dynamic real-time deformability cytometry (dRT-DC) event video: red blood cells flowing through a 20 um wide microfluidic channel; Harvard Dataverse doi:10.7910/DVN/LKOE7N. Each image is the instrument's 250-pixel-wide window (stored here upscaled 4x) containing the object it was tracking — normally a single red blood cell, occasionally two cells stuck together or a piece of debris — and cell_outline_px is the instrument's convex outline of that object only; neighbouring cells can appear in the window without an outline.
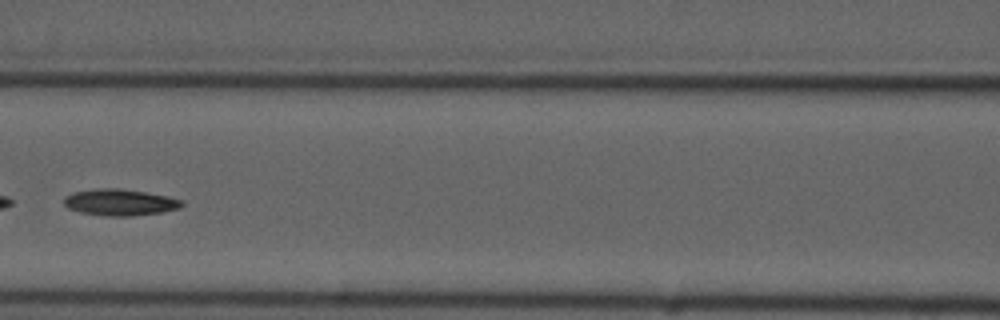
{"species": "common noctule bat (a hibernating species)", "species_latin": "Nyctalus noctula", "temperature_condition": "cold", "stored_images_in_passage": 9, "camera_frame_rate_fps": 3000, "um_per_image_px": 0.085, "animal": {"sex": "male", "forearm_length_mm": 52.5}, "frame": {"image": 1, "passage_image": 8, "time_ms": 8.0, "image_size_px": [1000, 320], "cell_outline_px": [[184, 204], [180, 208], [164, 212], [132, 216], [104, 216], [80, 212], [68, 208], [64, 204], [64, 196], [76, 192], [96, 188], [120, 188], [144, 192], [184, 200]], "centroid_in_image_um": [10.2, 17.2], "position_along_channel_um": 156.4, "area_um2": 18.21}}